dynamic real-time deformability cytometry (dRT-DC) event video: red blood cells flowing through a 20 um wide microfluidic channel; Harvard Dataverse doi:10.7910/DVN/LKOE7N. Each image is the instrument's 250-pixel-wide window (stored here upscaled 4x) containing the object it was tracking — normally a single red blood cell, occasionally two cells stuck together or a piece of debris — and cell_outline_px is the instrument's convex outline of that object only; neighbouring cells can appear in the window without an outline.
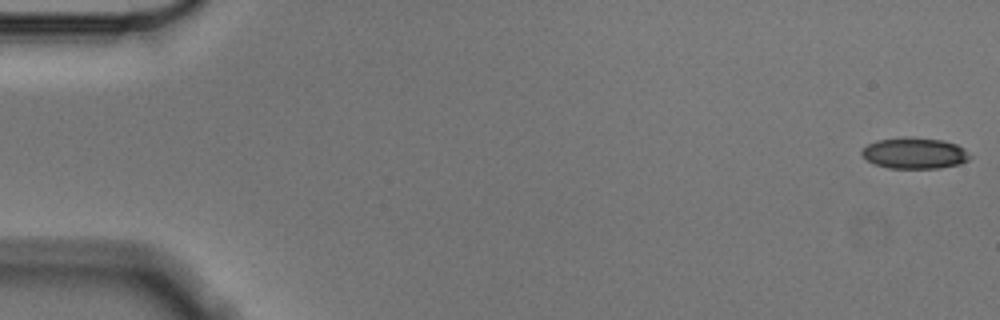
{"species": "Egyptian fruit bat (a non-hibernating species)", "species_latin": "Rousettus aegyptiacus", "temperature_condition": "cold", "stored_images_in_passage": 56, "camera_frame_rate_fps": 3000, "um_per_image_px": 0.085, "animal": {"sex": "male"}, "frame": {"image": 1, "passage_image": 1, "time_ms": 0.0, "image_size_px": [1000, 320], "cell_outline_px": [[972, 156], [968, 160], [960, 164], [940, 168], [888, 168], [876, 164], [868, 160], [860, 152], [868, 144], [876, 140], [944, 140], [956, 144], [964, 148]], "centroid_in_image_um": [77.8, 13.07], "position_along_channel_um": 7.2, "area_um2": 18.73}}
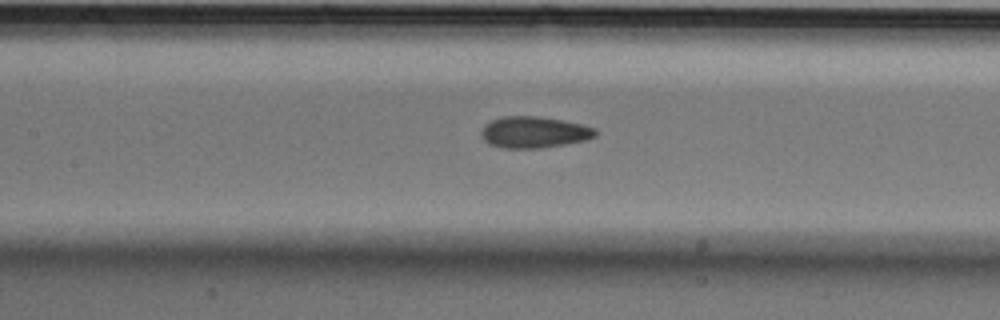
{"frame": {"image": 2, "passage_image": 26, "time_ms": 8.333, "image_size_px": [1000, 320], "cell_outline_px": [[596, 136], [588, 140], [544, 148], [500, 148], [488, 144], [484, 140], [480, 132], [484, 124], [492, 120], [504, 116], [540, 116], [564, 120], [596, 128]], "centroid_in_image_um": [45.39, 11.24], "position_along_channel_um": 162.0, "area_um2": 21.21}}
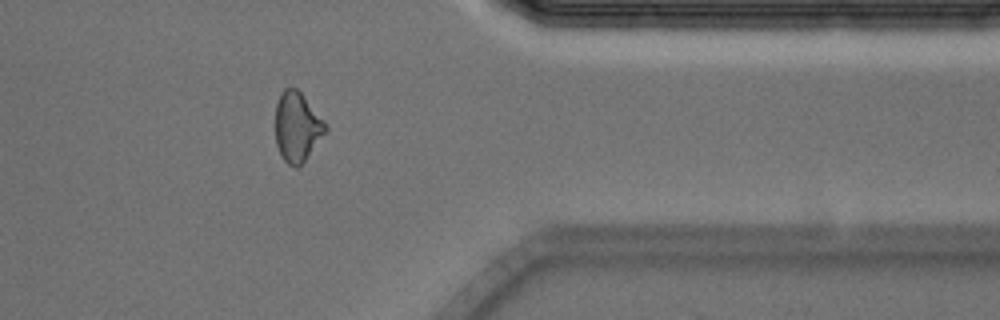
{"frame": {"image": 3, "passage_image": 46, "time_ms": 15.0, "image_size_px": [1000, 320], "cell_outline_px": [[328, 132], [304, 160], [296, 168], [288, 164], [284, 160], [276, 144], [276, 104], [280, 92], [284, 88], [296, 88], [304, 96], [328, 124]], "centroid_in_image_um": [25.28, 10.76], "position_along_channel_um": 386.1, "area_um2": 20.4}, "authors_computed_cell_mechanics": {"area_um2": 20.2878, "velocity_mm_per_s": 3.5569, "shape_relaxation_time_tau1_ms": 6.0657, "shape_relaxation_time_tau2_ms": 2.0787, "deformation_change_tau1": 0.1287, "deformation_change_tau2": 0.0687}}